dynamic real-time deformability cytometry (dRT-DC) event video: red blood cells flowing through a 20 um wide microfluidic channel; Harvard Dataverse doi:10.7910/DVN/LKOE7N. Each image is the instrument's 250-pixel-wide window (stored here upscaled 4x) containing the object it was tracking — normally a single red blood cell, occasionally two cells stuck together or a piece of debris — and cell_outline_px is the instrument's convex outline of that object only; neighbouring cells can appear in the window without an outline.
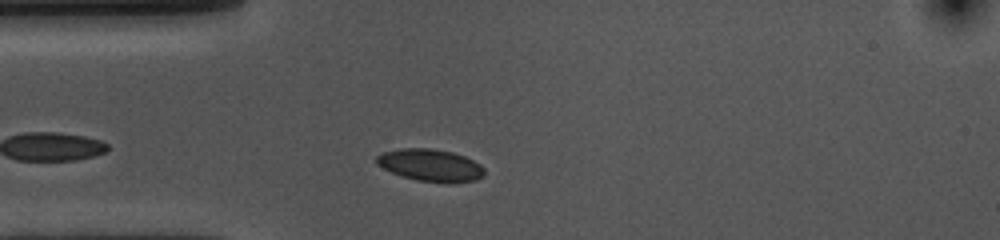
{"species": "common noctule bat (a hibernating species)", "species_latin": "Nyctalus noctula", "temperature_condition": "cold", "stored_images_in_passage": 23, "camera_frame_rate_fps": 3000, "um_per_image_px": 0.085, "animal": {"sex": "female", "body_mass_g": 10.0, "forearm_length_mm": 53.1}, "frame": {"image": 1, "passage_image": 7, "time_ms": 2.0, "image_size_px": [1000, 240], "cell_outline_px": [[484, 176], [476, 180], [448, 184], [416, 180], [392, 172], [376, 164], [376, 156], [380, 152], [400, 148], [432, 148], [452, 152], [464, 156], [480, 164], [484, 168]], "centroid_in_image_um": [36.59, 14.04], "position_along_channel_um": 48.4, "area_um2": 20.46}}
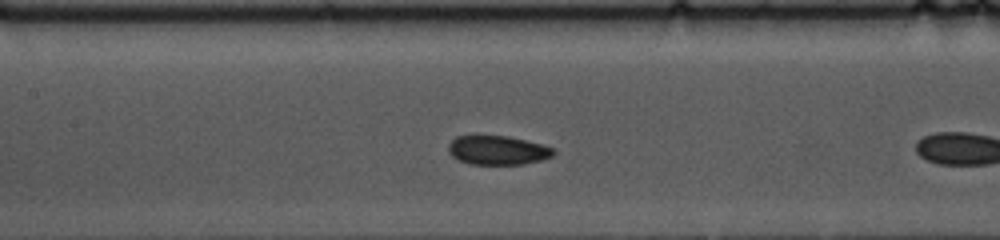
{"frame": {"image": 2, "passage_image": 14, "time_ms": 4.333, "image_size_px": [1000, 240], "cell_outline_px": [[556, 152], [552, 156], [540, 160], [524, 164], [472, 164], [460, 160], [452, 156], [448, 152], [448, 144], [456, 136], [508, 136], [544, 144], [552, 148]], "centroid_in_image_um": [42.31, 12.76], "position_along_channel_um": 165.1, "area_um2": 17.74}}
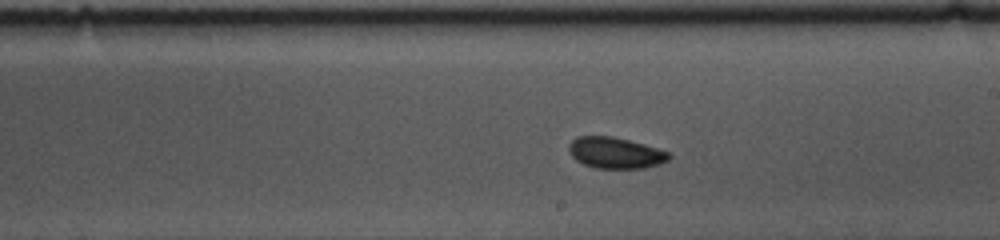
{"frame": {"image": 3, "passage_image": 20, "time_ms": 6.333, "image_size_px": [1000, 240], "cell_outline_px": [[672, 156], [668, 160], [660, 164], [644, 168], [596, 168], [584, 164], [576, 160], [572, 156], [568, 148], [568, 144], [576, 136], [612, 136], [644, 144], [668, 152]], "centroid_in_image_um": [52.3, 12.99], "position_along_channel_um": 236.7, "area_um2": 18.15}}